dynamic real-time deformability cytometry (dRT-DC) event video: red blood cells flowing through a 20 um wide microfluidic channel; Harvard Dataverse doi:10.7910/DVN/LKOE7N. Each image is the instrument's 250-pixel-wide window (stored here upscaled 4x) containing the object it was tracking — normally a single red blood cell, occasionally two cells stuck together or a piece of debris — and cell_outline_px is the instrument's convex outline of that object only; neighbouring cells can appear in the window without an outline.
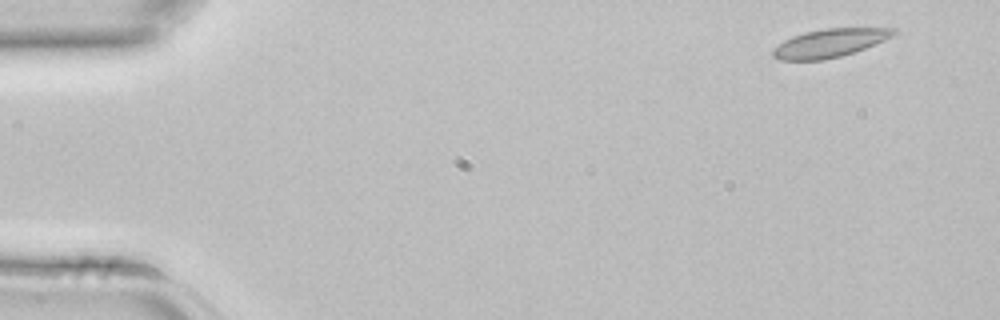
{"species": "common noctule bat (a hibernating species)", "species_latin": "Nyctalus noctula", "temperature_condition": "room temperature", "stored_images_in_passage": 2, "camera_frame_rate_fps": 3000, "um_per_image_px": 0.085, "animal": {"sex": "female", "body_mass_g": 22.7, "forearm_length_mm": 54.2}, "frame": {"image": 1, "passage_image": 1, "time_ms": 0.0, "image_size_px": [1000, 320], "cell_outline_px": [[900, 32], [884, 40], [864, 48], [840, 56], [824, 60], [780, 60], [772, 56], [772, 48], [784, 40], [792, 36], [804, 32], [824, 28], [896, 28]], "centroid_in_image_um": [70.5, 3.65], "position_along_channel_um": 14.5, "area_um2": 19.94}}